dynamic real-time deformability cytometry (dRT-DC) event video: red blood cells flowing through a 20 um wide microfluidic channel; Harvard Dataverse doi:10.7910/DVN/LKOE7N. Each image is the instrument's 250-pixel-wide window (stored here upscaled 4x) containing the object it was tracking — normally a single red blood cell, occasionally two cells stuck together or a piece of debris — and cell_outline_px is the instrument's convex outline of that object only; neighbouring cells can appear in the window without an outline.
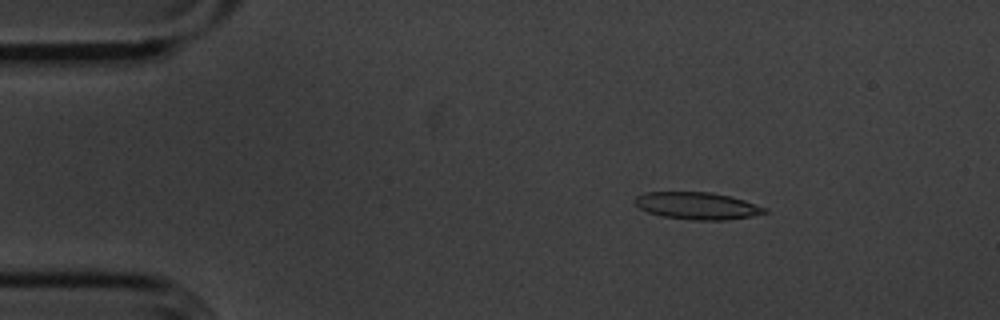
{"species": "common noctule bat (a hibernating species)", "species_latin": "Nyctalus noctula", "temperature_condition": "cold", "stored_images_in_passage": 54, "camera_frame_rate_fps": 3000, "um_per_image_px": 0.085, "animal": {"sex": "male", "body_mass_g": 20.1, "forearm_length_mm": 53.5}, "frame": {"image": 1, "passage_image": 7, "time_ms": 2.0, "image_size_px": [1000, 320], "cell_outline_px": [[768, 212], [752, 216], [728, 220], [692, 220], [664, 216], [648, 212], [640, 208], [632, 200], [636, 196], [644, 192], [712, 192], [732, 196], [768, 208]], "centroid_in_image_um": [59.29, 17.48], "position_along_channel_um": 25.7, "area_um2": 20.69}}
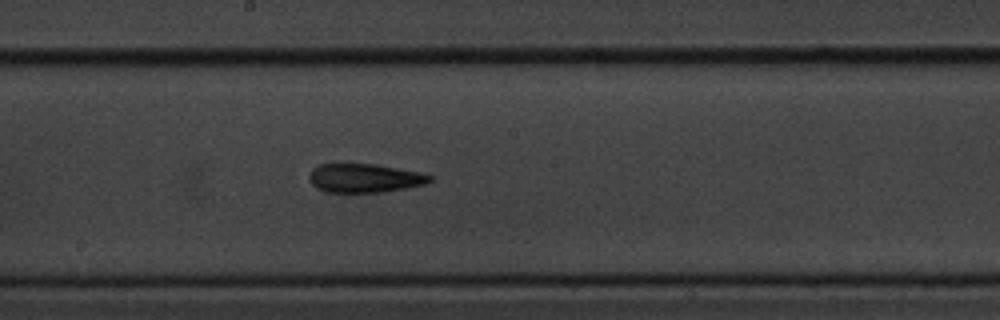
{"frame": {"image": 2, "passage_image": 28, "time_ms": 9.0, "image_size_px": [1000, 320], "cell_outline_px": [[432, 180], [424, 184], [384, 192], [328, 192], [316, 188], [308, 180], [308, 176], [312, 168], [320, 164], [376, 164], [416, 172], [432, 176]], "centroid_in_image_um": [30.92, 15.14], "position_along_channel_um": 217.3, "area_um2": 20.06}}
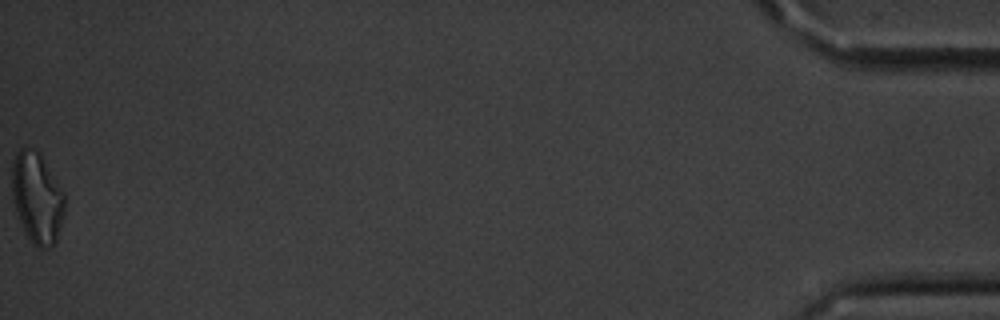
{"frame": {"image": 3, "passage_image": 54, "time_ms": 17.667, "image_size_px": [1000, 320], "cell_outline_px": [[64, 212], [56, 240], [48, 248], [40, 248], [32, 244], [16, 212], [12, 196], [12, 160], [16, 152], [20, 148], [32, 148], [40, 152], [64, 192]], "centroid_in_image_um": [3.14, 16.76], "position_along_channel_um": 432.1, "area_um2": 27.8}, "authors_computed_cell_mechanics": {"area_um2": 20.4612, "velocity_mm_per_s": 3.6105, "shape_relaxation_time_tau1_ms": 10.3215, "shape_relaxation_time_tau2_ms": 6.7821, "deformation_change_tau1": 0.2144, "deformation_change_tau2": 0.2003}}